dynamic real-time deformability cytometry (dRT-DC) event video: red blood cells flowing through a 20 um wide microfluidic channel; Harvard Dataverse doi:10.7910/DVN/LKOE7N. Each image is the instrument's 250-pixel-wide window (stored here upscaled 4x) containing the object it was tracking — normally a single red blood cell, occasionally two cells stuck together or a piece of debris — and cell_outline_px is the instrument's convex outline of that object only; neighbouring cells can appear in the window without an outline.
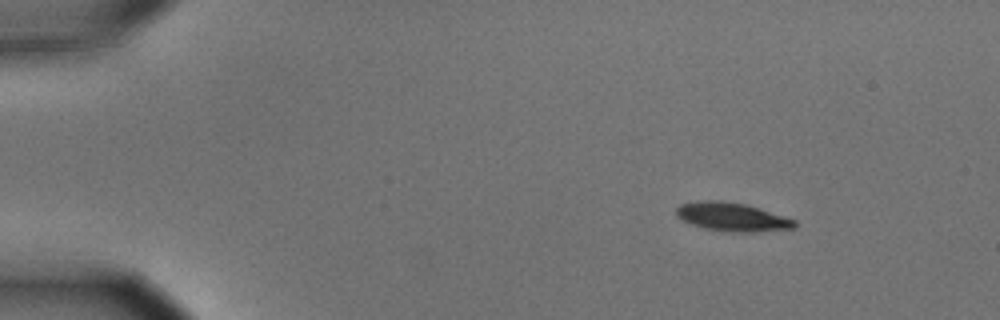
{"species": "common noctule bat (a hibernating species)", "species_latin": "Nyctalus noctula", "temperature_condition": "cold", "stored_images_in_passage": 7, "camera_frame_rate_fps": 3000, "um_per_image_px": 0.085, "animal": {"sex": "male", "body_mass_g": 15.6}, "frame": {"image": 1, "passage_image": 1, "time_ms": 0.0, "image_size_px": [1000, 320], "cell_outline_px": [[796, 228], [752, 232], [732, 232], [704, 228], [692, 224], [676, 216], [676, 208], [680, 204], [704, 200], [720, 200], [744, 204], [796, 220]], "centroid_in_image_um": [62.22, 18.44], "position_along_channel_um": 22.8, "area_um2": 19.42}}
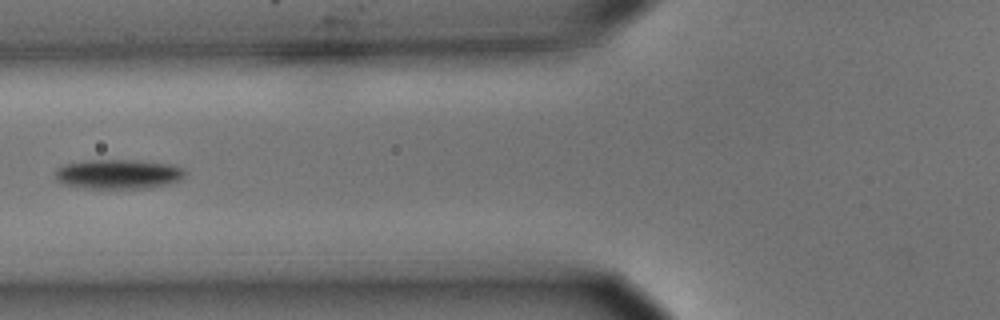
{"frame": {"image": 2, "passage_image": 5, "time_ms": 1.333, "image_size_px": [1000, 320], "cell_outline_px": [[188, 172], [180, 180], [168, 184], [148, 188], [88, 188], [64, 184], [56, 180], [56, 168], [64, 164], [88, 160], [136, 160], [168, 164], [184, 168]], "centroid_in_image_um": [10.08, 14.79], "position_along_channel_um": 115.7, "area_um2": 22.37}}
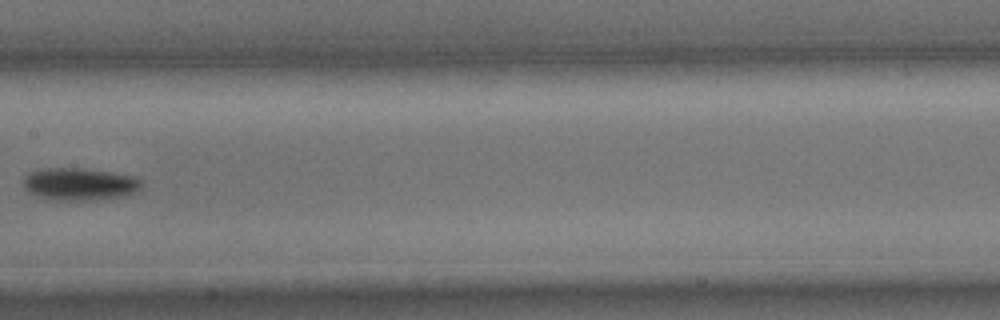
{"frame": {"image": 3, "passage_image": 7, "time_ms": 2.0, "image_size_px": [1000, 320], "cell_outline_px": [[144, 180], [140, 188], [124, 196], [96, 200], [52, 200], [36, 196], [24, 188], [24, 176], [28, 172], [48, 168], [84, 168], [112, 172], [136, 176]], "centroid_in_image_um": [6.78, 15.64], "position_along_channel_um": 200.6, "area_um2": 22.54}}